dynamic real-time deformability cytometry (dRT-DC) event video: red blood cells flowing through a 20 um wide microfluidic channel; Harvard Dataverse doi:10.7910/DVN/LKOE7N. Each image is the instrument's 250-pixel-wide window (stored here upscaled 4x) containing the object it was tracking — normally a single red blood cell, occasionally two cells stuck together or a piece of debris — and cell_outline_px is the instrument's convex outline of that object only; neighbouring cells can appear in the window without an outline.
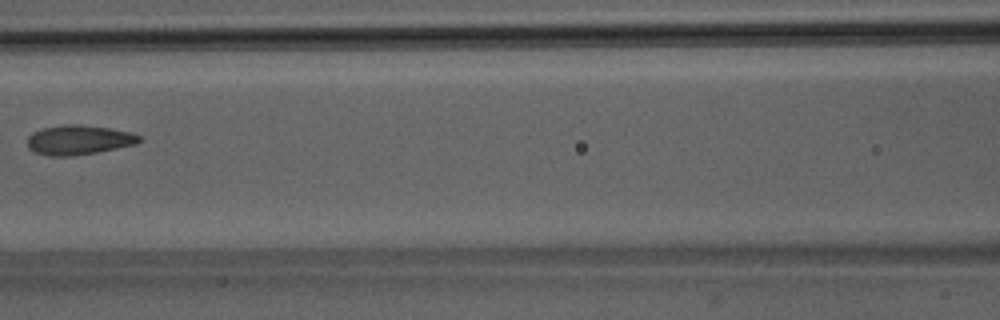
{"species": "Egyptian fruit bat (a non-hibernating species)", "species_latin": "Rousettus aegyptiacus", "temperature_condition": "room temperature", "stored_images_in_passage": 6, "camera_frame_rate_fps": 3000, "um_per_image_px": 0.085, "animal": {"sex": "male"}, "frame": {"image": 1, "passage_image": 6, "time_ms": 5.667, "image_size_px": [1000, 320], "cell_outline_px": [[144, 140], [136, 144], [96, 152], [72, 156], [48, 156], [36, 152], [28, 148], [28, 136], [32, 132], [40, 128], [68, 124], [80, 124], [108, 128], [132, 132], [140, 136]], "centroid_in_image_um": [6.7, 11.88], "position_along_channel_um": 159.9, "area_um2": 19.36}}